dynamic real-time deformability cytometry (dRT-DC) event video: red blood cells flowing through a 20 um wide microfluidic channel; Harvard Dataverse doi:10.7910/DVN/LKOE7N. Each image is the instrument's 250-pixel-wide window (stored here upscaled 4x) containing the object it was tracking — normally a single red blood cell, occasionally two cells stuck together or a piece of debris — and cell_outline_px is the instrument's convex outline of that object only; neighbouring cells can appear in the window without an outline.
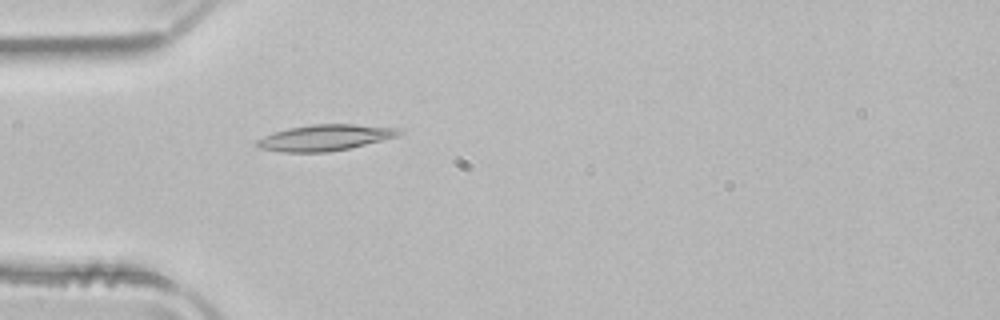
{"species": "common noctule bat (a hibernating species)", "species_latin": "Nyctalus noctula", "temperature_condition": "room temperature", "stored_images_in_passage": 11, "camera_frame_rate_fps": 3000, "um_per_image_px": 0.085, "animal": {"sex": "male", "body_mass_g": 21.5, "forearm_length_mm": 52.0}, "frame": {"image": 1, "passage_image": 2, "time_ms": 0.333, "image_size_px": [1000, 320], "cell_outline_px": [[404, 132], [396, 136], [348, 148], [328, 152], [284, 152], [260, 148], [256, 144], [256, 140], [264, 136], [288, 128], [312, 124], [356, 124], [404, 128]], "centroid_in_image_um": [27.66, 11.68], "position_along_channel_um": 57.3, "area_um2": 21.39}}
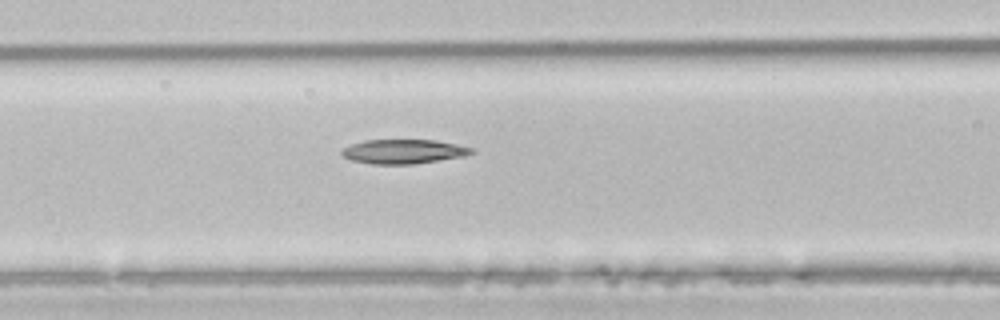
{"frame": {"image": 2, "passage_image": 8, "time_ms": 2.333, "image_size_px": [1000, 320], "cell_outline_px": [[476, 152], [464, 156], [412, 164], [372, 164], [352, 160], [340, 156], [340, 152], [344, 148], [352, 144], [364, 140], [436, 140], [476, 148]], "centroid_in_image_um": [34.31, 12.87], "position_along_channel_um": 132.3, "area_um2": 18.44}}
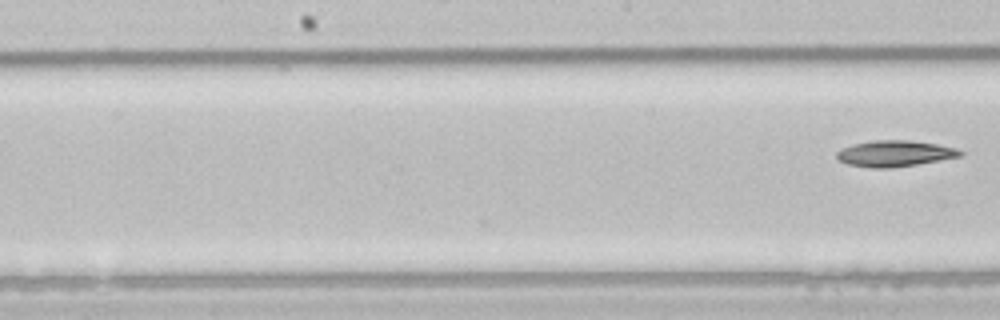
{"frame": {"image": 3, "passage_image": 11, "time_ms": 3.333, "image_size_px": [1000, 320], "cell_outline_px": [[964, 152], [960, 156], [916, 164], [892, 168], [872, 168], [848, 164], [840, 160], [836, 156], [836, 152], [852, 144], [872, 140], [912, 140], [936, 144], [956, 148]], "centroid_in_image_um": [76.04, 13.04], "position_along_channel_um": 172.2, "area_um2": 18.61}}